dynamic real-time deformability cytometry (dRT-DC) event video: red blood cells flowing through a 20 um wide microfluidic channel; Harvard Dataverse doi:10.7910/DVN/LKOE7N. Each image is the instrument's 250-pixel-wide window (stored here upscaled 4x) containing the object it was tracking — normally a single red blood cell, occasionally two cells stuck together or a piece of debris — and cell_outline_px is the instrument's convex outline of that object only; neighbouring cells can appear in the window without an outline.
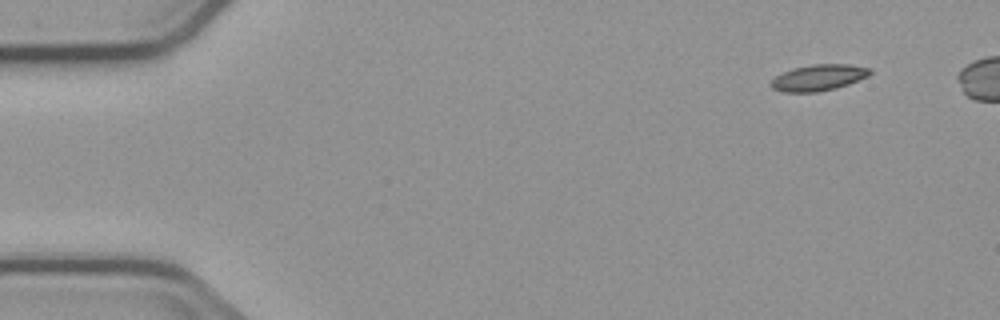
{"species": "common noctule bat (a hibernating species)", "species_latin": "Nyctalus noctula", "temperature_condition": "cold", "stored_images_in_passage": 4, "camera_frame_rate_fps": 3000, "um_per_image_px": 0.085, "animal": {"sex": "male", "body_mass_g": 23.1, "forearm_length_mm": 52.7}, "frame": {"image": 1, "passage_image": 1, "time_ms": 0.0, "image_size_px": [1000, 320], "cell_outline_px": [[872, 72], [868, 76], [848, 84], [836, 88], [816, 92], [784, 92], [772, 88], [768, 84], [776, 76], [792, 68], [812, 64], [848, 64], [872, 68]], "centroid_in_image_um": [69.58, 6.59], "position_along_channel_um": 15.4, "area_um2": 15.14}}